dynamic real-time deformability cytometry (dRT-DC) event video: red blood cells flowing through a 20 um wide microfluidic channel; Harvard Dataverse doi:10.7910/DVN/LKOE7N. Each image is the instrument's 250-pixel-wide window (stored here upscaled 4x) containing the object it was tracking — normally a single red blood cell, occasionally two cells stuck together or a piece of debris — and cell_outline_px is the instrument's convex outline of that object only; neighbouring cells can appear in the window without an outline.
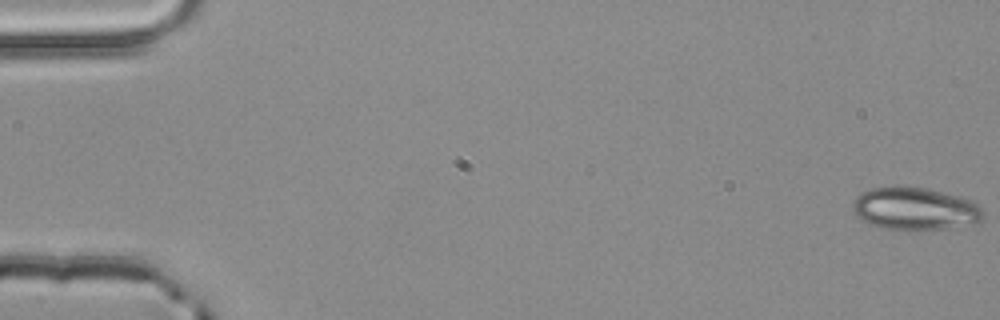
{"species": "common noctule bat (a hibernating species)", "species_latin": "Nyctalus noctula", "temperature_condition": "room temperature", "stored_images_in_passage": 4, "camera_frame_rate_fps": 3000, "um_per_image_px": 0.085, "animal": {"sex": "male", "body_mass_g": 20.4}, "frame": {"image": 1, "passage_image": 1, "time_ms": 0.0, "image_size_px": [1000, 320], "cell_outline_px": [[984, 216], [976, 224], [948, 228], [880, 228], [860, 220], [852, 212], [852, 200], [860, 192], [872, 188], [928, 188], [972, 200], [980, 204], [984, 208]], "centroid_in_image_um": [77.78, 17.74], "position_along_channel_um": 7.2, "area_um2": 32.14}}